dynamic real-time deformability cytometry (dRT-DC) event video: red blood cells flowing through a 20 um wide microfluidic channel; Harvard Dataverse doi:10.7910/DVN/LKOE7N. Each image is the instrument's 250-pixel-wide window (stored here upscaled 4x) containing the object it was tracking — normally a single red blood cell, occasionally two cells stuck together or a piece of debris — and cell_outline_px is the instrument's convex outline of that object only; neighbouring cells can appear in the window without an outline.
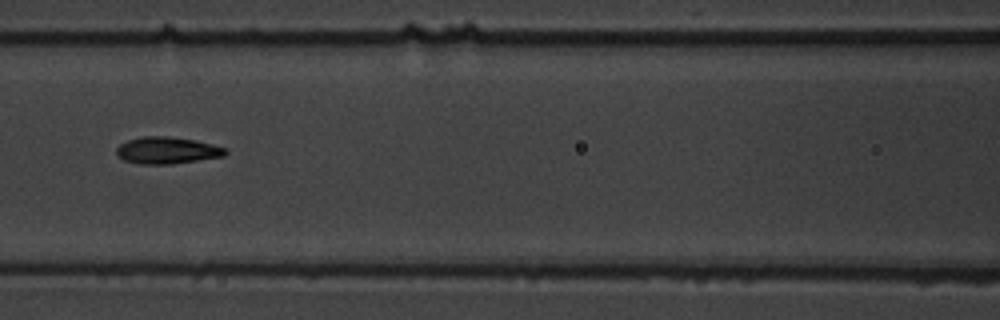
{"species": "common noctule bat (a hibernating species)", "species_latin": "Nyctalus noctula", "temperature_condition": "warm", "stored_images_in_passage": 9, "segment_of_instrument_passage": [1, 2], "camera_frame_rate_fps": 3000, "um_per_image_px": 0.085, "animal": {"sex": "male", "body_mass_g": 19.5, "forearm_length_mm": 54.6}, "frame": {"image": 1, "passage_image": 6, "time_ms": 7.0, "image_size_px": [1000, 320], "cell_outline_px": [[228, 152], [224, 156], [172, 164], [140, 164], [124, 160], [116, 156], [116, 148], [120, 144], [128, 140], [144, 136], [168, 136], [196, 140], [228, 148]], "centroid_in_image_um": [14.21, 12.78], "position_along_channel_um": 152.4, "area_um2": 17.17}}
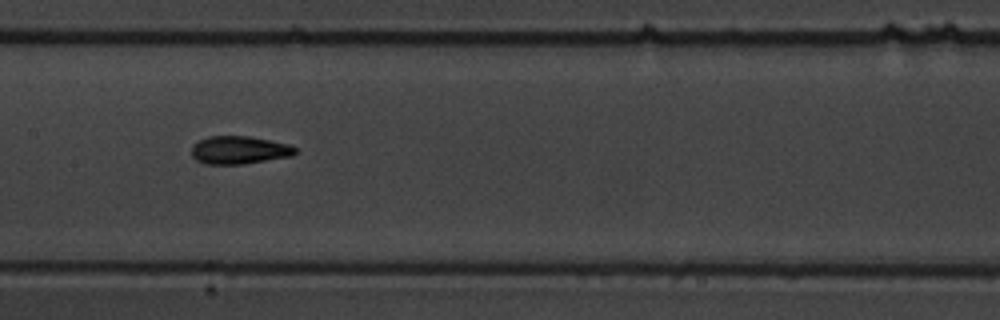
{"frame": {"image": 2, "passage_image": 7, "time_ms": 8.0, "image_size_px": [1000, 320], "cell_outline_px": [[296, 152], [292, 156], [244, 164], [204, 164], [196, 160], [192, 156], [192, 144], [208, 136], [248, 136], [272, 140], [288, 144], [296, 148]], "centroid_in_image_um": [20.32, 12.75], "position_along_channel_um": 187.1, "area_um2": 16.99}}
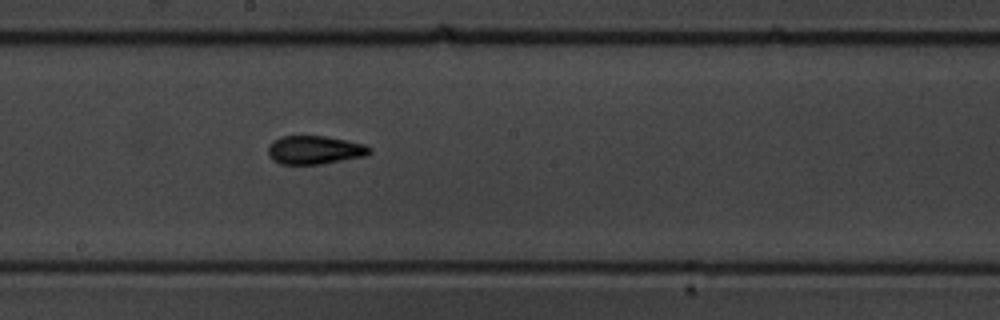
{"frame": {"image": 3, "passage_image": 8, "time_ms": 9.0, "image_size_px": [1000, 320], "cell_outline_px": [[372, 152], [364, 156], [320, 164], [280, 164], [272, 160], [268, 152], [268, 148], [272, 140], [280, 136], [324, 136], [348, 140], [364, 144], [372, 148]], "centroid_in_image_um": [26.74, 12.74], "position_along_channel_um": 221.5, "area_um2": 16.88}}